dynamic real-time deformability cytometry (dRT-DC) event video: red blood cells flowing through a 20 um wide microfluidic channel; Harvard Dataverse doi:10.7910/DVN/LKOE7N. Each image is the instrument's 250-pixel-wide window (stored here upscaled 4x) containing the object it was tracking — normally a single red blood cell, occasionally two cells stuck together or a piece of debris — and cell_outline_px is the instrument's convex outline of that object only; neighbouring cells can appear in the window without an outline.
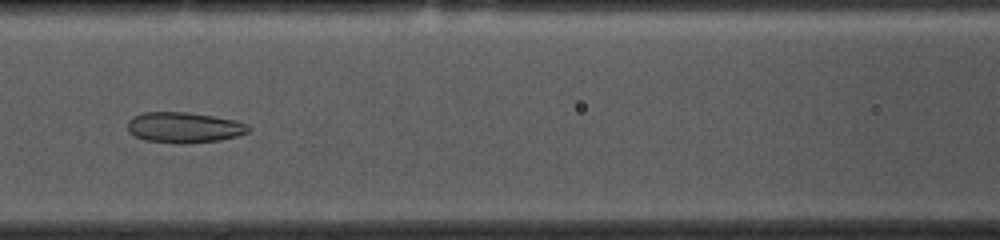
{"species": "common noctule bat (a hibernating species)", "species_latin": "Nyctalus noctula", "temperature_condition": "cold", "stored_images_in_passage": 53, "camera_frame_rate_fps": 3000, "um_per_image_px": 0.085, "animal": {"sex": "female", "body_mass_g": 10.0, "forearm_length_mm": 53.1}, "frame": {"image": 1, "passage_image": 22, "time_ms": 7.0, "image_size_px": [1000, 240], "cell_outline_px": [[252, 128], [248, 132], [236, 136], [220, 140], [188, 144], [144, 140], [128, 132], [128, 120], [132, 116], [144, 112], [188, 112], [236, 120], [248, 124]], "centroid_in_image_um": [15.66, 10.83], "position_along_channel_um": 150.9, "area_um2": 21.68}}
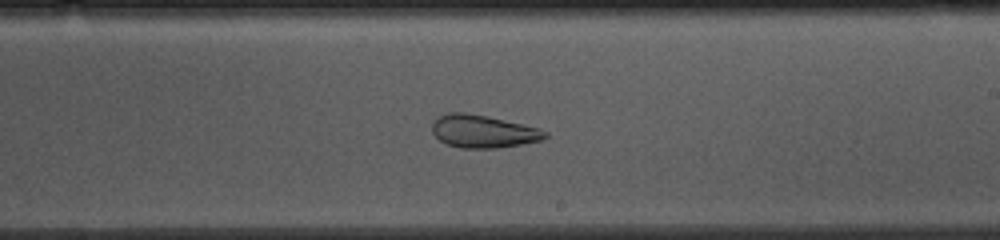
{"frame": {"image": 2, "passage_image": 30, "time_ms": 9.667, "image_size_px": [1000, 240], "cell_outline_px": [[548, 136], [544, 140], [496, 148], [460, 148], [448, 144], [440, 140], [432, 132], [432, 124], [436, 116], [448, 112], [464, 112], [524, 124], [540, 128], [548, 132]], "centroid_in_image_um": [41.07, 11.16], "position_along_channel_um": 247.9, "area_um2": 21.62}}
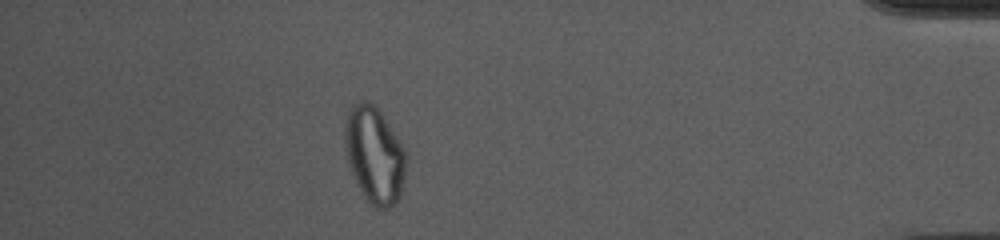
{"frame": {"image": 3, "passage_image": 47, "time_ms": 15.333, "image_size_px": [1000, 240], "cell_outline_px": [[408, 164], [400, 196], [396, 204], [388, 208], [376, 208], [360, 192], [356, 184], [344, 148], [344, 124], [348, 112], [352, 104], [360, 100], [368, 100], [380, 112], [404, 148], [408, 156]], "centroid_in_image_um": [31.83, 13.18], "position_along_channel_um": 403.4, "area_um2": 34.74}, "authors_computed_cell_mechanics": {"area_um2": 27.1082, "velocity_mm_per_s": 3.6514, "shape_relaxation_time_tau1_ms": null, "shape_relaxation_time_tau2_ms": 2.1976, "deformation_change_tau1": null, "deformation_change_tau2": 0.0773}}